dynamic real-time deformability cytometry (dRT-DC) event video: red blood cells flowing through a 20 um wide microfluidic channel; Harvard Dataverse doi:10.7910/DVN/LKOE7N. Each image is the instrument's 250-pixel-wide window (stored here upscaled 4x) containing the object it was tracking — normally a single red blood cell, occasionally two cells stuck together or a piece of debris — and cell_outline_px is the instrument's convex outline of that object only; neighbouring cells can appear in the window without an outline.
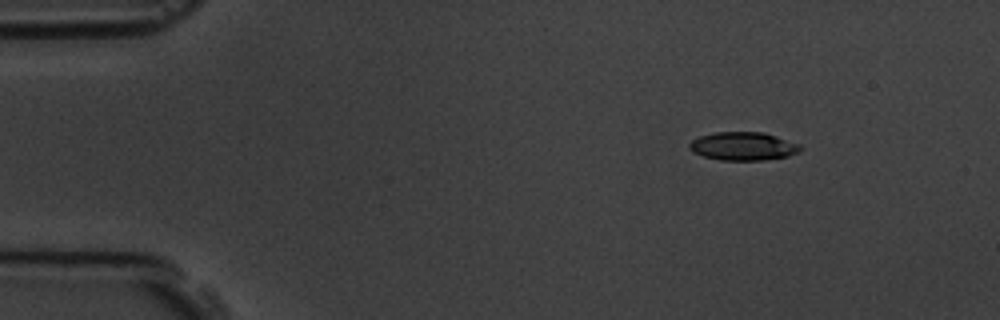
{"species": "common noctule bat (a hibernating species)", "species_latin": "Nyctalus noctula", "temperature_condition": "room temperature", "stored_images_in_passage": 5, "camera_frame_rate_fps": 3000, "um_per_image_px": 0.085, "animal": {"sex": "male", "body_mass_g": 19.5, "forearm_length_mm": 54.6}, "frame": {"image": 1, "passage_image": 1, "time_ms": 0.0, "image_size_px": [1000, 320], "cell_outline_px": [[800, 152], [788, 156], [764, 160], [720, 160], [704, 156], [692, 152], [688, 148], [688, 144], [692, 140], [700, 136], [716, 132], [764, 132], [800, 144]], "centroid_in_image_um": [63.16, 12.43], "position_along_channel_um": 21.8, "area_um2": 18.32}}
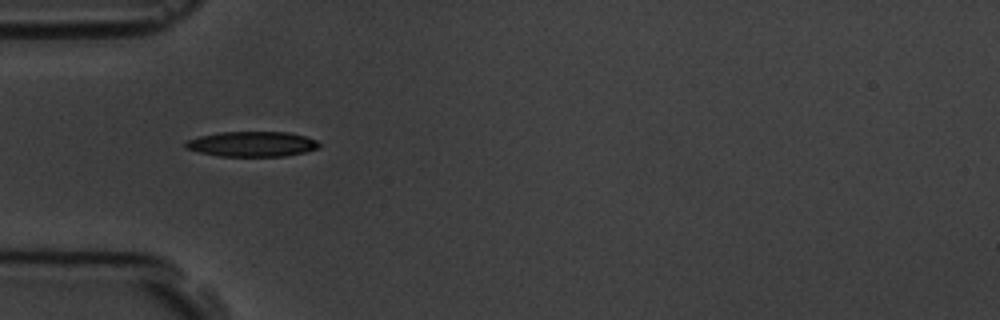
{"frame": {"image": 2, "passage_image": 4, "time_ms": 3.333, "image_size_px": [1000, 320], "cell_outline_px": [[320, 148], [304, 152], [284, 156], [220, 156], [200, 152], [184, 148], [184, 144], [188, 140], [200, 136], [220, 132], [288, 132], [304, 136], [316, 140], [320, 144]], "centroid_in_image_um": [21.43, 12.24], "position_along_channel_um": 63.6, "area_um2": 19.48}}
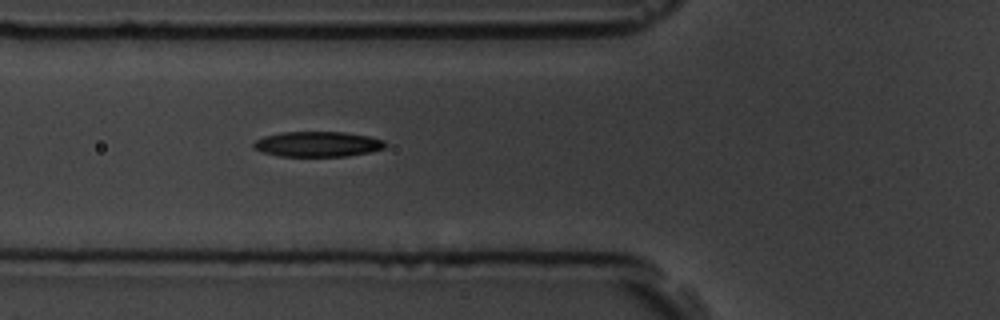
{"frame": {"image": 3, "passage_image": 5, "time_ms": 4.333, "image_size_px": [1000, 320], "cell_outline_px": [[388, 144], [384, 148], [368, 152], [348, 156], [280, 156], [264, 152], [252, 148], [252, 144], [256, 140], [264, 136], [280, 132], [344, 132], [368, 136], [384, 140]], "centroid_in_image_um": [26.99, 12.24], "position_along_channel_um": 98.8, "area_um2": 19.36}}